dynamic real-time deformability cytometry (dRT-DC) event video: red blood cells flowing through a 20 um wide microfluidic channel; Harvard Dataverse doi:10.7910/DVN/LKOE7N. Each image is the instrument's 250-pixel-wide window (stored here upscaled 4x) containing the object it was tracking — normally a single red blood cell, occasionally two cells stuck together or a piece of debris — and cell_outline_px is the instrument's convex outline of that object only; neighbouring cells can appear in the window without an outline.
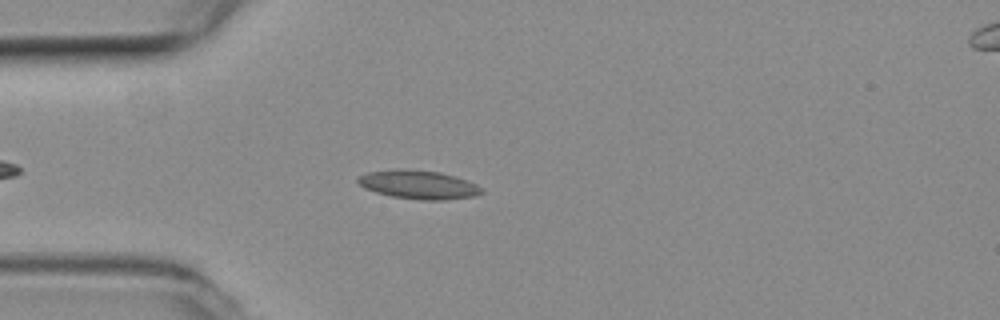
{"species": "common noctule bat (a hibernating species)", "species_latin": "Nyctalus noctula", "temperature_condition": "room temperature", "stored_images_in_passage": 47, "camera_frame_rate_fps": 3000, "um_per_image_px": 0.085, "animal": {"sex": "female", "body_mass_g": 19.3, "forearm_length_mm": 54.1}, "frame": {"image": 1, "passage_image": 7, "time_ms": 2.0, "image_size_px": [1000, 320], "cell_outline_px": [[484, 192], [476, 196], [444, 200], [420, 200], [392, 196], [376, 192], [364, 188], [356, 180], [360, 176], [368, 172], [396, 168], [440, 172], [456, 176], [476, 184], [484, 188]], "centroid_in_image_um": [35.61, 15.69], "position_along_channel_um": 49.4, "area_um2": 20.75}}
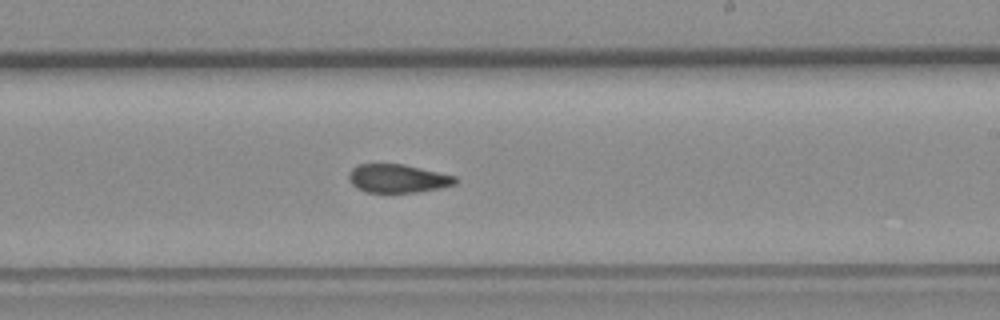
{"frame": {"image": 2, "passage_image": 24, "time_ms": 7.667, "image_size_px": [1000, 320], "cell_outline_px": [[460, 180], [456, 184], [440, 188], [416, 192], [364, 192], [356, 188], [348, 180], [348, 172], [352, 168], [360, 164], [404, 164], [456, 176]], "centroid_in_image_um": [33.81, 15.17], "position_along_channel_um": 255.2, "area_um2": 17.8}}
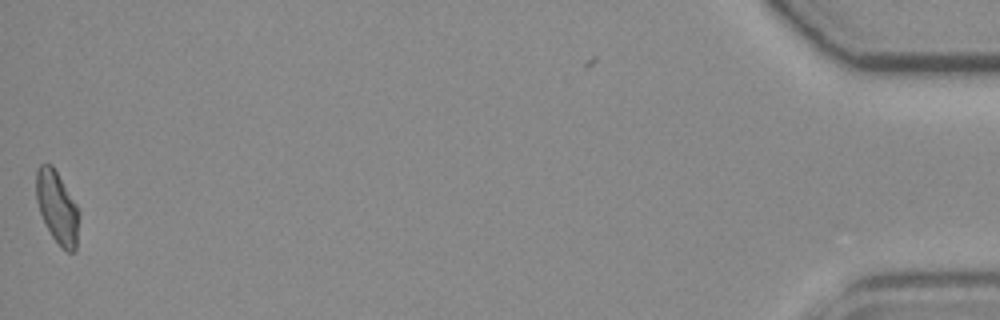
{"frame": {"image": 3, "passage_image": 46, "time_ms": 15.0, "image_size_px": [1000, 320], "cell_outline_px": [[80, 212], [76, 252], [68, 252], [60, 248], [52, 236], [40, 212], [36, 200], [36, 172], [40, 164], [52, 164], [76, 204]], "centroid_in_image_um": [4.88, 17.66], "position_along_channel_um": 430.3, "area_um2": 18.09}, "authors_computed_cell_mechanics": {"area_um2": 18.496, "velocity_mm_per_s": 3.8192, "shape_relaxation_time_tau1_ms": null, "shape_relaxation_time_tau2_ms": 3.5152, "deformation_change_tau1": null, "deformation_change_tau2": 0.08}}